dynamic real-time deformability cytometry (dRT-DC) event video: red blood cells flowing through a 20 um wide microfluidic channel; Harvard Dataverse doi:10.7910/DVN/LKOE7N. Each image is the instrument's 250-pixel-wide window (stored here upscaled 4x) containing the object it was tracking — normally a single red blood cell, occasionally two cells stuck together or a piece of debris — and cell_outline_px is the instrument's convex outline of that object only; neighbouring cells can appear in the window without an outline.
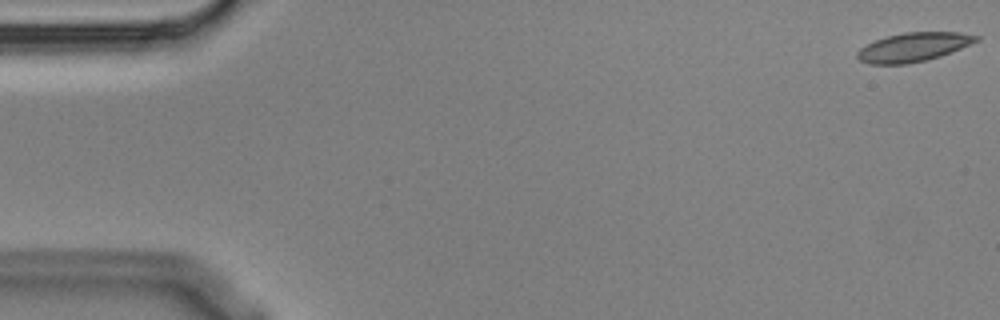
{"species": "Egyptian fruit bat (a non-hibernating species)", "species_latin": "Rousettus aegyptiacus", "temperature_condition": "cold", "stored_images_in_passage": 3, "camera_frame_rate_fps": 3000, "um_per_image_px": 0.085, "animal": {"sex": "male"}, "frame": {"image": 1, "passage_image": 1, "time_ms": 0.0, "image_size_px": [1000, 320], "cell_outline_px": [[980, 40], [940, 56], [908, 64], [868, 64], [860, 60], [856, 56], [856, 52], [860, 48], [876, 40], [888, 36], [904, 32], [960, 32], [980, 36]], "centroid_in_image_um": [77.63, 4.0], "position_along_channel_um": 7.4, "area_um2": 19.88}}